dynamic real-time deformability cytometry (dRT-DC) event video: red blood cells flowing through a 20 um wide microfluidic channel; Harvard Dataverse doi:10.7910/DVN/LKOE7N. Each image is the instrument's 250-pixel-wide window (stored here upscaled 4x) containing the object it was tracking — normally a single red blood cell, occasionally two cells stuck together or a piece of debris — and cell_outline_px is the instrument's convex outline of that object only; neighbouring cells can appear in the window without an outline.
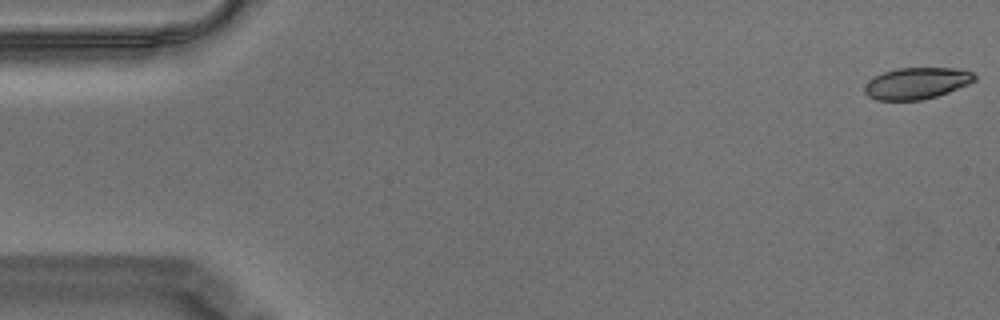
{"species": "Egyptian fruit bat (a non-hibernating species)", "species_latin": "Rousettus aegyptiacus", "temperature_condition": "warm", "stored_images_in_passage": 57, "camera_frame_rate_fps": 3000, "um_per_image_px": 0.085, "animal": {"sex": "male"}, "frame": {"image": 1, "passage_image": 1, "time_ms": 0.0, "image_size_px": [1000, 320], "cell_outline_px": [[976, 80], [968, 84], [948, 92], [936, 96], [920, 100], [876, 100], [868, 96], [864, 92], [864, 84], [868, 80], [884, 72], [896, 68], [956, 68], [972, 72], [976, 76]], "centroid_in_image_um": [77.9, 7.07], "position_along_channel_um": 7.1, "area_um2": 20.17}}
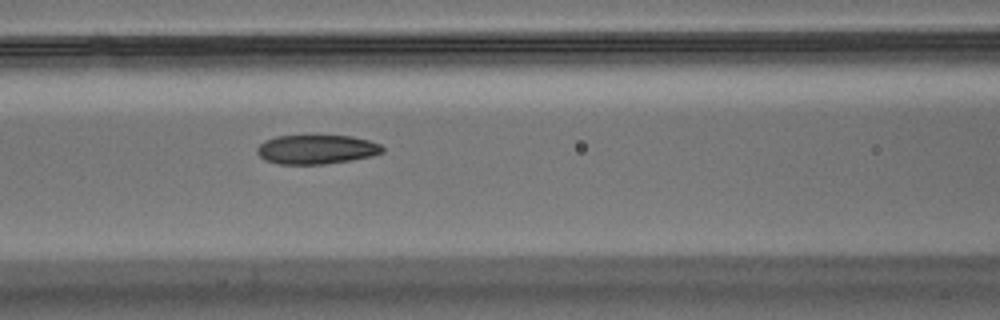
{"frame": {"image": 2, "passage_image": 24, "time_ms": 7.667, "image_size_px": [1000, 320], "cell_outline_px": [[384, 152], [372, 156], [324, 164], [280, 164], [264, 160], [256, 152], [256, 148], [264, 140], [276, 136], [352, 136], [368, 140], [380, 144], [384, 148]], "centroid_in_image_um": [26.88, 12.7], "position_along_channel_um": 139.7, "area_um2": 21.27}}
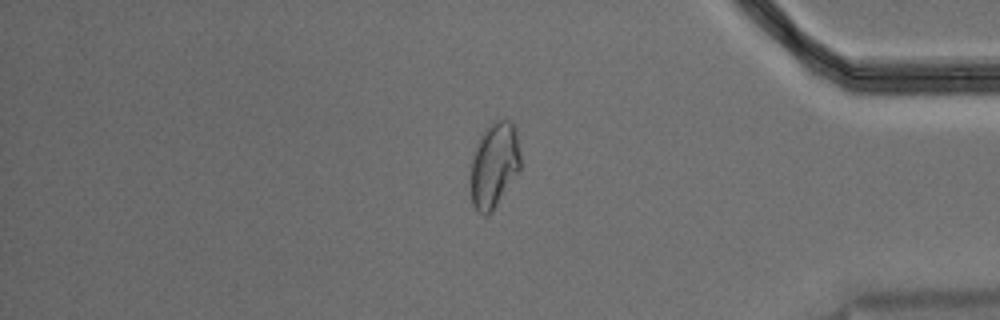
{"frame": {"image": 3, "passage_image": 48, "time_ms": 15.667, "image_size_px": [1000, 320], "cell_outline_px": [[520, 168], [492, 212], [484, 216], [476, 212], [472, 204], [472, 152], [484, 128], [492, 120], [512, 120], [516, 128], [520, 156]], "centroid_in_image_um": [42.0, 13.98], "position_along_channel_um": 393.2, "area_um2": 24.85}, "authors_computed_cell_mechanics": {"area_um2": 22.1374, "velocity_mm_per_s": 3.5148, "shape_relaxation_time_tau1_ms": null, "shape_relaxation_time_tau2_ms": 1.9552, "deformation_change_tau1": null, "deformation_change_tau2": 0.0652}}